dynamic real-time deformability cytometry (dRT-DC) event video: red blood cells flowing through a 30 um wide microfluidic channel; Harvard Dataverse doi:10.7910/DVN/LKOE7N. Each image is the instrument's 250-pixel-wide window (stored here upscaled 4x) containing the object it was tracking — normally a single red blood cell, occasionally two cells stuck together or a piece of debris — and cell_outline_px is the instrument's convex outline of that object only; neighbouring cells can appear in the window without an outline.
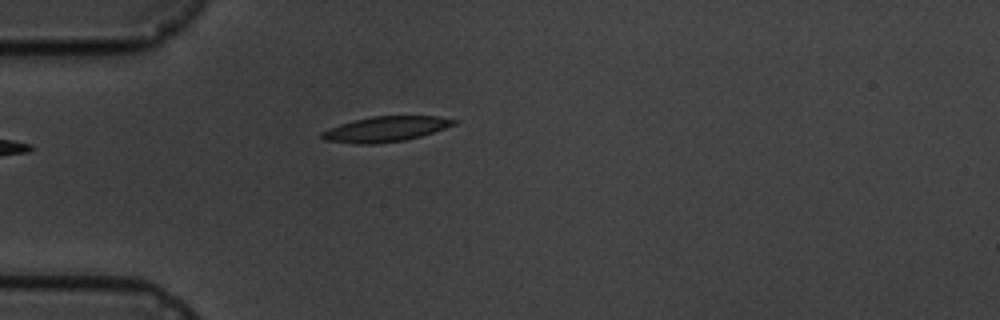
{"species": "common noctule bat (a hibernating species)", "species_latin": "Nyctalus noctula", "temperature_condition": "cold", "stored_images_in_passage": 4, "camera_frame_rate_fps": 3000, "um_per_image_px": 0.085, "animal": {"sex": "male", "body_mass_g": 19.5, "forearm_length_mm": 54.6}, "frame": {"image": 1, "passage_image": 4, "time_ms": 3.333, "image_size_px": [1000, 320], "cell_outline_px": [[460, 120], [456, 124], [420, 136], [404, 140], [376, 144], [356, 144], [324, 140], [320, 136], [320, 132], [328, 128], [352, 120], [372, 116], [440, 116]], "centroid_in_image_um": [32.75, 10.96], "position_along_channel_um": 52.2, "area_um2": 19.54}}